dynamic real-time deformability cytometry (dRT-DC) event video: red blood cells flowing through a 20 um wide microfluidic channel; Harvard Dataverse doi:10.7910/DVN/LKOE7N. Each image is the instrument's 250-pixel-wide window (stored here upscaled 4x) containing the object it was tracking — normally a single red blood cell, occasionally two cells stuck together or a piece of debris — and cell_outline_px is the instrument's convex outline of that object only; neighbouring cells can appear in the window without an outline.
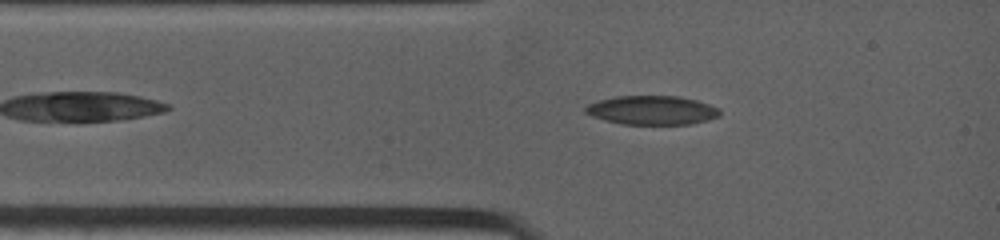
{"species": "common noctule bat (a hibernating species)", "species_latin": "Nyctalus noctula", "temperature_condition": "warm", "stored_images_in_passage": 58, "camera_frame_rate_fps": 4500, "um_per_image_px": 0.085, "animal": {"sex": "female", "body_mass_g": 19.0, "forearm_length_mm": 53.3}, "frame": {"image": 1, "passage_image": 4, "time_ms": 0.667, "image_size_px": [1000, 240], "cell_outline_px": [[720, 116], [708, 120], [692, 124], [620, 124], [604, 120], [592, 116], [584, 112], [584, 108], [588, 104], [600, 100], [616, 96], [680, 96], [696, 100], [720, 108]], "centroid_in_image_um": [55.43, 9.37], "position_along_channel_um": 29.6, "area_um2": 22.77}}
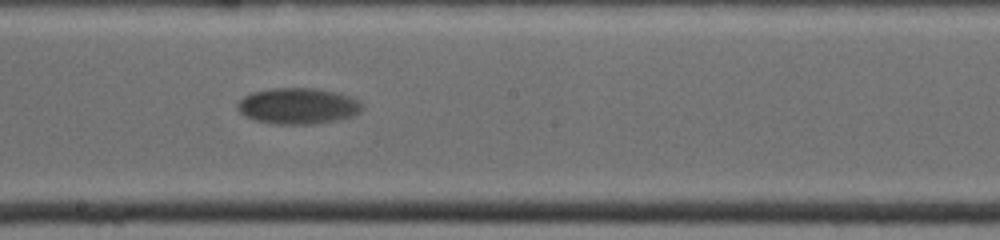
{"frame": {"image": 2, "passage_image": 23, "time_ms": 6.222, "image_size_px": [1000, 240], "cell_outline_px": [[364, 108], [360, 112], [352, 116], [336, 120], [316, 124], [276, 124], [256, 120], [244, 116], [236, 108], [236, 104], [244, 96], [252, 92], [272, 88], [316, 88], [336, 92], [348, 96], [364, 104]], "centroid_in_image_um": [25.32, 9.01], "position_along_channel_um": 222.9, "area_um2": 26.3}}
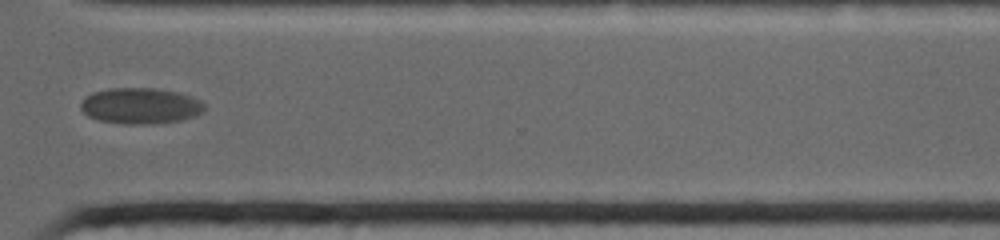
{"frame": {"image": 3, "passage_image": 38, "time_ms": 10.0, "image_size_px": [1000, 240], "cell_outline_px": [[204, 112], [196, 116], [180, 120], [152, 124], [124, 124], [100, 120], [88, 116], [80, 108], [80, 104], [92, 92], [108, 88], [156, 88], [176, 92], [192, 96], [200, 100], [204, 104]], "centroid_in_image_um": [11.96, 8.99], "position_along_channel_um": 358.6, "area_um2": 25.95}}